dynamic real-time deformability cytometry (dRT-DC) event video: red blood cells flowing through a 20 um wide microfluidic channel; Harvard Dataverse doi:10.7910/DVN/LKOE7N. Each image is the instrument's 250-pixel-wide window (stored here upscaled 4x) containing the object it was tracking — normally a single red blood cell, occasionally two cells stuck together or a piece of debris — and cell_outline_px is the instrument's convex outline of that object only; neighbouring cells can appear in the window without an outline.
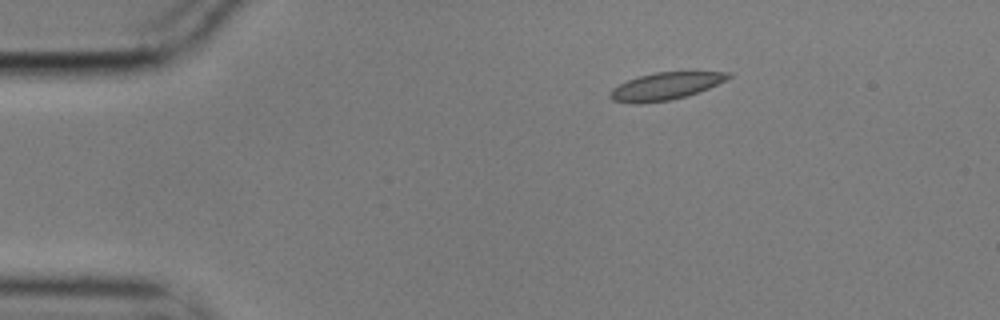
{"species": "common noctule bat (a hibernating species)", "species_latin": "Nyctalus noctula", "temperature_condition": "cold", "stored_images_in_passage": 48, "camera_frame_rate_fps": 3000, "um_per_image_px": 0.085, "animal": {"sex": "male", "body_mass_g": 17.9}, "frame": {"image": 1, "passage_image": 1, "time_ms": 0.0, "image_size_px": [1000, 320], "cell_outline_px": [[732, 76], [708, 88], [688, 96], [668, 100], [612, 100], [608, 96], [612, 88], [628, 80], [640, 76], [656, 72], [732, 72]], "centroid_in_image_um": [56.64, 7.27], "position_along_channel_um": 28.4, "area_um2": 17.74}}
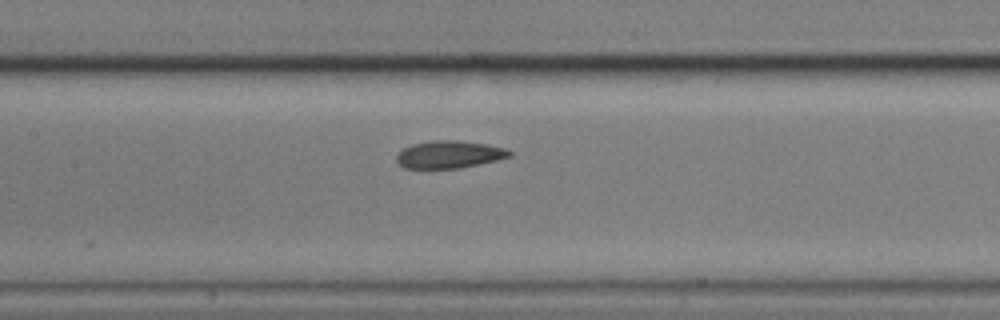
{"frame": {"image": 2, "passage_image": 18, "time_ms": 5.667, "image_size_px": [1000, 320], "cell_outline_px": [[512, 156], [496, 160], [460, 168], [404, 168], [396, 160], [396, 156], [404, 148], [412, 144], [432, 140], [452, 140], [484, 144], [508, 148], [512, 152]], "centroid_in_image_um": [38.2, 13.13], "position_along_channel_um": 169.2, "area_um2": 17.92}}
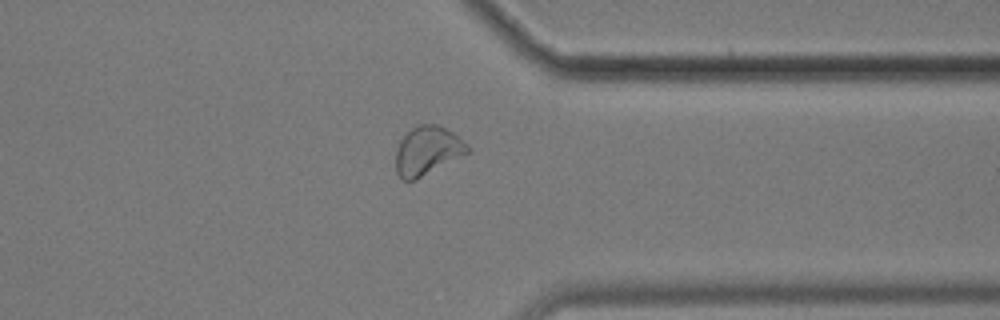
{"frame": {"image": 3, "passage_image": 36, "time_ms": 11.667, "image_size_px": [1000, 320], "cell_outline_px": [[472, 152], [416, 180], [404, 180], [396, 172], [396, 152], [400, 140], [416, 124], [436, 124], [452, 132], [472, 148]], "centroid_in_image_um": [36.37, 12.82], "position_along_channel_um": 375.0, "area_um2": 20.52}, "authors_computed_cell_mechanics": {"area_um2": 19.1318, "velocity_mm_per_s": 3.4992, "shape_relaxation_time_tau1_ms": null, "shape_relaxation_time_tau2_ms": 1.8338, "deformation_change_tau1": null, "deformation_change_tau2": 0.0781}}